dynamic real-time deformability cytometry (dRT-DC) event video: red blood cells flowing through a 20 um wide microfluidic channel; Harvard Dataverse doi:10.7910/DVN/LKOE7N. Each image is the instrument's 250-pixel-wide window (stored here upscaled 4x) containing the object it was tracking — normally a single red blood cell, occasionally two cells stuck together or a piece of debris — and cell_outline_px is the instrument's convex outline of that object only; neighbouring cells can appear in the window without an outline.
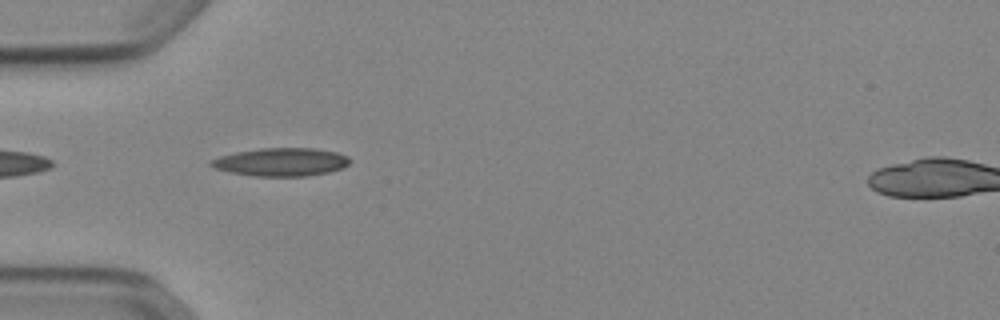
{"species": "Egyptian fruit bat (a non-hibernating species)", "species_latin": "Rousettus aegyptiacus", "temperature_condition": "cold", "stored_images_in_passage": 5, "camera_frame_rate_fps": 3000, "um_per_image_px": 0.085, "animal": {"sex": "female"}, "frame": {"image": 1, "passage_image": 2, "time_ms": 0.333, "image_size_px": [1000, 320], "cell_outline_px": [[352, 160], [344, 168], [328, 172], [308, 176], [252, 176], [228, 172], [216, 168], [208, 164], [208, 160], [220, 156], [236, 152], [260, 148], [312, 148], [336, 152], [348, 156]], "centroid_in_image_um": [23.89, 13.77], "position_along_channel_um": 61.1, "area_um2": 22.95}}